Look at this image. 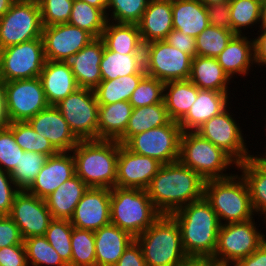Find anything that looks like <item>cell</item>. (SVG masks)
Wrapping results in <instances>:
<instances>
[{
	"label": "cell",
	"instance_id": "obj_1",
	"mask_svg": "<svg viewBox=\"0 0 266 266\" xmlns=\"http://www.w3.org/2000/svg\"><path fill=\"white\" fill-rule=\"evenodd\" d=\"M205 181L179 161L162 164L146 191L161 215H171L204 197Z\"/></svg>",
	"mask_w": 266,
	"mask_h": 266
},
{
	"label": "cell",
	"instance_id": "obj_2",
	"mask_svg": "<svg viewBox=\"0 0 266 266\" xmlns=\"http://www.w3.org/2000/svg\"><path fill=\"white\" fill-rule=\"evenodd\" d=\"M171 216L179 225L187 256L211 258L214 255L221 224L204 197L183 206Z\"/></svg>",
	"mask_w": 266,
	"mask_h": 266
},
{
	"label": "cell",
	"instance_id": "obj_3",
	"mask_svg": "<svg viewBox=\"0 0 266 266\" xmlns=\"http://www.w3.org/2000/svg\"><path fill=\"white\" fill-rule=\"evenodd\" d=\"M121 143L116 140H80L71 152L75 174L92 188L116 187L117 159Z\"/></svg>",
	"mask_w": 266,
	"mask_h": 266
},
{
	"label": "cell",
	"instance_id": "obj_4",
	"mask_svg": "<svg viewBox=\"0 0 266 266\" xmlns=\"http://www.w3.org/2000/svg\"><path fill=\"white\" fill-rule=\"evenodd\" d=\"M238 176L233 173L226 178L205 181L204 198L211 204L221 225L247 221L255 216L247 184L241 175Z\"/></svg>",
	"mask_w": 266,
	"mask_h": 266
},
{
	"label": "cell",
	"instance_id": "obj_5",
	"mask_svg": "<svg viewBox=\"0 0 266 266\" xmlns=\"http://www.w3.org/2000/svg\"><path fill=\"white\" fill-rule=\"evenodd\" d=\"M147 266H176L186 257L178 223L171 215H161L135 238Z\"/></svg>",
	"mask_w": 266,
	"mask_h": 266
},
{
	"label": "cell",
	"instance_id": "obj_6",
	"mask_svg": "<svg viewBox=\"0 0 266 266\" xmlns=\"http://www.w3.org/2000/svg\"><path fill=\"white\" fill-rule=\"evenodd\" d=\"M160 216L146 190L119 187L111 189V223L134 238L143 233Z\"/></svg>",
	"mask_w": 266,
	"mask_h": 266
},
{
	"label": "cell",
	"instance_id": "obj_7",
	"mask_svg": "<svg viewBox=\"0 0 266 266\" xmlns=\"http://www.w3.org/2000/svg\"><path fill=\"white\" fill-rule=\"evenodd\" d=\"M178 161L195 171L204 181L229 177L232 173H225L226 169L238 165L227 153L197 132H182Z\"/></svg>",
	"mask_w": 266,
	"mask_h": 266
},
{
	"label": "cell",
	"instance_id": "obj_8",
	"mask_svg": "<svg viewBox=\"0 0 266 266\" xmlns=\"http://www.w3.org/2000/svg\"><path fill=\"white\" fill-rule=\"evenodd\" d=\"M43 27L37 0L14 2L0 17V50L42 38Z\"/></svg>",
	"mask_w": 266,
	"mask_h": 266
},
{
	"label": "cell",
	"instance_id": "obj_9",
	"mask_svg": "<svg viewBox=\"0 0 266 266\" xmlns=\"http://www.w3.org/2000/svg\"><path fill=\"white\" fill-rule=\"evenodd\" d=\"M252 218L243 222L226 223L220 226L213 261L235 264L239 259L252 254L265 240Z\"/></svg>",
	"mask_w": 266,
	"mask_h": 266
},
{
	"label": "cell",
	"instance_id": "obj_10",
	"mask_svg": "<svg viewBox=\"0 0 266 266\" xmlns=\"http://www.w3.org/2000/svg\"><path fill=\"white\" fill-rule=\"evenodd\" d=\"M55 107L79 140H98L99 104L93 89L80 87Z\"/></svg>",
	"mask_w": 266,
	"mask_h": 266
},
{
	"label": "cell",
	"instance_id": "obj_11",
	"mask_svg": "<svg viewBox=\"0 0 266 266\" xmlns=\"http://www.w3.org/2000/svg\"><path fill=\"white\" fill-rule=\"evenodd\" d=\"M193 57L165 40L144 44V69L146 75L166 83L189 80Z\"/></svg>",
	"mask_w": 266,
	"mask_h": 266
},
{
	"label": "cell",
	"instance_id": "obj_12",
	"mask_svg": "<svg viewBox=\"0 0 266 266\" xmlns=\"http://www.w3.org/2000/svg\"><path fill=\"white\" fill-rule=\"evenodd\" d=\"M45 61L42 38L3 48L0 50V81L39 77Z\"/></svg>",
	"mask_w": 266,
	"mask_h": 266
},
{
	"label": "cell",
	"instance_id": "obj_13",
	"mask_svg": "<svg viewBox=\"0 0 266 266\" xmlns=\"http://www.w3.org/2000/svg\"><path fill=\"white\" fill-rule=\"evenodd\" d=\"M182 130L178 122L170 121L161 127L132 136L124 145L132 152L157 159L162 164L179 159Z\"/></svg>",
	"mask_w": 266,
	"mask_h": 266
},
{
	"label": "cell",
	"instance_id": "obj_14",
	"mask_svg": "<svg viewBox=\"0 0 266 266\" xmlns=\"http://www.w3.org/2000/svg\"><path fill=\"white\" fill-rule=\"evenodd\" d=\"M9 121L25 122L49 107L39 77L2 82Z\"/></svg>",
	"mask_w": 266,
	"mask_h": 266
},
{
	"label": "cell",
	"instance_id": "obj_15",
	"mask_svg": "<svg viewBox=\"0 0 266 266\" xmlns=\"http://www.w3.org/2000/svg\"><path fill=\"white\" fill-rule=\"evenodd\" d=\"M230 114L226 108L202 124L195 132L222 149L237 164H240L251 158L253 154L250 155L241 127Z\"/></svg>",
	"mask_w": 266,
	"mask_h": 266
},
{
	"label": "cell",
	"instance_id": "obj_16",
	"mask_svg": "<svg viewBox=\"0 0 266 266\" xmlns=\"http://www.w3.org/2000/svg\"><path fill=\"white\" fill-rule=\"evenodd\" d=\"M9 217L20 229L23 239L45 235L53 219L45 200L27 190L17 193Z\"/></svg>",
	"mask_w": 266,
	"mask_h": 266
},
{
	"label": "cell",
	"instance_id": "obj_17",
	"mask_svg": "<svg viewBox=\"0 0 266 266\" xmlns=\"http://www.w3.org/2000/svg\"><path fill=\"white\" fill-rule=\"evenodd\" d=\"M45 59L49 61H67L94 37L87 31L68 23L43 27Z\"/></svg>",
	"mask_w": 266,
	"mask_h": 266
},
{
	"label": "cell",
	"instance_id": "obj_18",
	"mask_svg": "<svg viewBox=\"0 0 266 266\" xmlns=\"http://www.w3.org/2000/svg\"><path fill=\"white\" fill-rule=\"evenodd\" d=\"M162 166L157 159L136 154L121 144L117 159L116 187L146 190Z\"/></svg>",
	"mask_w": 266,
	"mask_h": 266
},
{
	"label": "cell",
	"instance_id": "obj_19",
	"mask_svg": "<svg viewBox=\"0 0 266 266\" xmlns=\"http://www.w3.org/2000/svg\"><path fill=\"white\" fill-rule=\"evenodd\" d=\"M110 198L111 189L89 187L70 219L73 227L95 232L111 223Z\"/></svg>",
	"mask_w": 266,
	"mask_h": 266
},
{
	"label": "cell",
	"instance_id": "obj_20",
	"mask_svg": "<svg viewBox=\"0 0 266 266\" xmlns=\"http://www.w3.org/2000/svg\"><path fill=\"white\" fill-rule=\"evenodd\" d=\"M41 136L47 138L58 152L72 151L79 139L55 106H49L27 121Z\"/></svg>",
	"mask_w": 266,
	"mask_h": 266
},
{
	"label": "cell",
	"instance_id": "obj_21",
	"mask_svg": "<svg viewBox=\"0 0 266 266\" xmlns=\"http://www.w3.org/2000/svg\"><path fill=\"white\" fill-rule=\"evenodd\" d=\"M71 153V151L58 152L49 156L27 191L45 199L61 184L72 178L75 175V163Z\"/></svg>",
	"mask_w": 266,
	"mask_h": 266
},
{
	"label": "cell",
	"instance_id": "obj_22",
	"mask_svg": "<svg viewBox=\"0 0 266 266\" xmlns=\"http://www.w3.org/2000/svg\"><path fill=\"white\" fill-rule=\"evenodd\" d=\"M104 46L101 37L94 38L67 60L79 87L94 90L101 82L100 62Z\"/></svg>",
	"mask_w": 266,
	"mask_h": 266
},
{
	"label": "cell",
	"instance_id": "obj_23",
	"mask_svg": "<svg viewBox=\"0 0 266 266\" xmlns=\"http://www.w3.org/2000/svg\"><path fill=\"white\" fill-rule=\"evenodd\" d=\"M39 78L50 106L80 88L67 61L46 60Z\"/></svg>",
	"mask_w": 266,
	"mask_h": 266
},
{
	"label": "cell",
	"instance_id": "obj_24",
	"mask_svg": "<svg viewBox=\"0 0 266 266\" xmlns=\"http://www.w3.org/2000/svg\"><path fill=\"white\" fill-rule=\"evenodd\" d=\"M230 93L199 89L195 102L178 122L182 132H195L206 121L220 114L229 106Z\"/></svg>",
	"mask_w": 266,
	"mask_h": 266
},
{
	"label": "cell",
	"instance_id": "obj_25",
	"mask_svg": "<svg viewBox=\"0 0 266 266\" xmlns=\"http://www.w3.org/2000/svg\"><path fill=\"white\" fill-rule=\"evenodd\" d=\"M137 25L143 44L165 40L173 30L172 1L149 0Z\"/></svg>",
	"mask_w": 266,
	"mask_h": 266
},
{
	"label": "cell",
	"instance_id": "obj_26",
	"mask_svg": "<svg viewBox=\"0 0 266 266\" xmlns=\"http://www.w3.org/2000/svg\"><path fill=\"white\" fill-rule=\"evenodd\" d=\"M96 266H114L135 240L128 232L112 223L94 232Z\"/></svg>",
	"mask_w": 266,
	"mask_h": 266
},
{
	"label": "cell",
	"instance_id": "obj_27",
	"mask_svg": "<svg viewBox=\"0 0 266 266\" xmlns=\"http://www.w3.org/2000/svg\"><path fill=\"white\" fill-rule=\"evenodd\" d=\"M216 58L230 79L235 74L246 76L255 63L254 38L235 34Z\"/></svg>",
	"mask_w": 266,
	"mask_h": 266
},
{
	"label": "cell",
	"instance_id": "obj_28",
	"mask_svg": "<svg viewBox=\"0 0 266 266\" xmlns=\"http://www.w3.org/2000/svg\"><path fill=\"white\" fill-rule=\"evenodd\" d=\"M88 188L76 174L61 184L44 199L52 218L70 220Z\"/></svg>",
	"mask_w": 266,
	"mask_h": 266
},
{
	"label": "cell",
	"instance_id": "obj_29",
	"mask_svg": "<svg viewBox=\"0 0 266 266\" xmlns=\"http://www.w3.org/2000/svg\"><path fill=\"white\" fill-rule=\"evenodd\" d=\"M173 29L196 38L209 25L205 5L200 0L172 1Z\"/></svg>",
	"mask_w": 266,
	"mask_h": 266
},
{
	"label": "cell",
	"instance_id": "obj_30",
	"mask_svg": "<svg viewBox=\"0 0 266 266\" xmlns=\"http://www.w3.org/2000/svg\"><path fill=\"white\" fill-rule=\"evenodd\" d=\"M189 80L199 89L229 93V76L224 72L217 58L195 56L192 59Z\"/></svg>",
	"mask_w": 266,
	"mask_h": 266
},
{
	"label": "cell",
	"instance_id": "obj_31",
	"mask_svg": "<svg viewBox=\"0 0 266 266\" xmlns=\"http://www.w3.org/2000/svg\"><path fill=\"white\" fill-rule=\"evenodd\" d=\"M133 107L129 101L99 105L98 140H118L125 132Z\"/></svg>",
	"mask_w": 266,
	"mask_h": 266
},
{
	"label": "cell",
	"instance_id": "obj_32",
	"mask_svg": "<svg viewBox=\"0 0 266 266\" xmlns=\"http://www.w3.org/2000/svg\"><path fill=\"white\" fill-rule=\"evenodd\" d=\"M101 38L105 46L113 52L120 54L144 53V44L137 24L107 21Z\"/></svg>",
	"mask_w": 266,
	"mask_h": 266
},
{
	"label": "cell",
	"instance_id": "obj_33",
	"mask_svg": "<svg viewBox=\"0 0 266 266\" xmlns=\"http://www.w3.org/2000/svg\"><path fill=\"white\" fill-rule=\"evenodd\" d=\"M199 88L190 80L169 81L164 84L163 101L172 121L179 122L195 102Z\"/></svg>",
	"mask_w": 266,
	"mask_h": 266
},
{
	"label": "cell",
	"instance_id": "obj_34",
	"mask_svg": "<svg viewBox=\"0 0 266 266\" xmlns=\"http://www.w3.org/2000/svg\"><path fill=\"white\" fill-rule=\"evenodd\" d=\"M100 72L102 80H113L131 74H146L144 53L120 54L104 46Z\"/></svg>",
	"mask_w": 266,
	"mask_h": 266
},
{
	"label": "cell",
	"instance_id": "obj_35",
	"mask_svg": "<svg viewBox=\"0 0 266 266\" xmlns=\"http://www.w3.org/2000/svg\"><path fill=\"white\" fill-rule=\"evenodd\" d=\"M170 121L164 102L133 108L127 128L117 141L125 144L132 136L149 129L161 127Z\"/></svg>",
	"mask_w": 266,
	"mask_h": 266
},
{
	"label": "cell",
	"instance_id": "obj_36",
	"mask_svg": "<svg viewBox=\"0 0 266 266\" xmlns=\"http://www.w3.org/2000/svg\"><path fill=\"white\" fill-rule=\"evenodd\" d=\"M245 180L255 214H262L266 222V170L253 158L237 165ZM257 212V213H256Z\"/></svg>",
	"mask_w": 266,
	"mask_h": 266
},
{
	"label": "cell",
	"instance_id": "obj_37",
	"mask_svg": "<svg viewBox=\"0 0 266 266\" xmlns=\"http://www.w3.org/2000/svg\"><path fill=\"white\" fill-rule=\"evenodd\" d=\"M146 74H131L113 80H101L94 89L99 105L111 104L118 101H129L132 92Z\"/></svg>",
	"mask_w": 266,
	"mask_h": 266
},
{
	"label": "cell",
	"instance_id": "obj_38",
	"mask_svg": "<svg viewBox=\"0 0 266 266\" xmlns=\"http://www.w3.org/2000/svg\"><path fill=\"white\" fill-rule=\"evenodd\" d=\"M106 23L107 16L101 9L81 0H74L68 24L87 31L94 38H99Z\"/></svg>",
	"mask_w": 266,
	"mask_h": 266
},
{
	"label": "cell",
	"instance_id": "obj_39",
	"mask_svg": "<svg viewBox=\"0 0 266 266\" xmlns=\"http://www.w3.org/2000/svg\"><path fill=\"white\" fill-rule=\"evenodd\" d=\"M7 127L12 131L16 144L24 151L37 152L48 157L58 153L50 141L37 133L27 121L11 122Z\"/></svg>",
	"mask_w": 266,
	"mask_h": 266
},
{
	"label": "cell",
	"instance_id": "obj_40",
	"mask_svg": "<svg viewBox=\"0 0 266 266\" xmlns=\"http://www.w3.org/2000/svg\"><path fill=\"white\" fill-rule=\"evenodd\" d=\"M230 22L235 34L261 23L262 3L258 0H229Z\"/></svg>",
	"mask_w": 266,
	"mask_h": 266
},
{
	"label": "cell",
	"instance_id": "obj_41",
	"mask_svg": "<svg viewBox=\"0 0 266 266\" xmlns=\"http://www.w3.org/2000/svg\"><path fill=\"white\" fill-rule=\"evenodd\" d=\"M23 244L29 266H68L44 235L28 237Z\"/></svg>",
	"mask_w": 266,
	"mask_h": 266
},
{
	"label": "cell",
	"instance_id": "obj_42",
	"mask_svg": "<svg viewBox=\"0 0 266 266\" xmlns=\"http://www.w3.org/2000/svg\"><path fill=\"white\" fill-rule=\"evenodd\" d=\"M47 158V155L37 152L24 151L23 154H20L18 166L10 174L15 186L20 191L30 188Z\"/></svg>",
	"mask_w": 266,
	"mask_h": 266
},
{
	"label": "cell",
	"instance_id": "obj_43",
	"mask_svg": "<svg viewBox=\"0 0 266 266\" xmlns=\"http://www.w3.org/2000/svg\"><path fill=\"white\" fill-rule=\"evenodd\" d=\"M234 35L232 30L209 24L195 38L197 55L216 58L226 48Z\"/></svg>",
	"mask_w": 266,
	"mask_h": 266
},
{
	"label": "cell",
	"instance_id": "obj_44",
	"mask_svg": "<svg viewBox=\"0 0 266 266\" xmlns=\"http://www.w3.org/2000/svg\"><path fill=\"white\" fill-rule=\"evenodd\" d=\"M71 266H96L94 231L73 227Z\"/></svg>",
	"mask_w": 266,
	"mask_h": 266
},
{
	"label": "cell",
	"instance_id": "obj_45",
	"mask_svg": "<svg viewBox=\"0 0 266 266\" xmlns=\"http://www.w3.org/2000/svg\"><path fill=\"white\" fill-rule=\"evenodd\" d=\"M72 229L73 225L70 220L53 218L44 235L50 245L68 266H71Z\"/></svg>",
	"mask_w": 266,
	"mask_h": 266
},
{
	"label": "cell",
	"instance_id": "obj_46",
	"mask_svg": "<svg viewBox=\"0 0 266 266\" xmlns=\"http://www.w3.org/2000/svg\"><path fill=\"white\" fill-rule=\"evenodd\" d=\"M148 2L149 0H108L106 9L107 21L137 24L141 20Z\"/></svg>",
	"mask_w": 266,
	"mask_h": 266
},
{
	"label": "cell",
	"instance_id": "obj_47",
	"mask_svg": "<svg viewBox=\"0 0 266 266\" xmlns=\"http://www.w3.org/2000/svg\"><path fill=\"white\" fill-rule=\"evenodd\" d=\"M164 84L157 78L145 75L132 92L130 104L133 108H138L164 102Z\"/></svg>",
	"mask_w": 266,
	"mask_h": 266
},
{
	"label": "cell",
	"instance_id": "obj_48",
	"mask_svg": "<svg viewBox=\"0 0 266 266\" xmlns=\"http://www.w3.org/2000/svg\"><path fill=\"white\" fill-rule=\"evenodd\" d=\"M44 27L68 23L74 0H37Z\"/></svg>",
	"mask_w": 266,
	"mask_h": 266
},
{
	"label": "cell",
	"instance_id": "obj_49",
	"mask_svg": "<svg viewBox=\"0 0 266 266\" xmlns=\"http://www.w3.org/2000/svg\"><path fill=\"white\" fill-rule=\"evenodd\" d=\"M23 153L24 150L16 144L12 131L8 127L0 129V168L11 174Z\"/></svg>",
	"mask_w": 266,
	"mask_h": 266
},
{
	"label": "cell",
	"instance_id": "obj_50",
	"mask_svg": "<svg viewBox=\"0 0 266 266\" xmlns=\"http://www.w3.org/2000/svg\"><path fill=\"white\" fill-rule=\"evenodd\" d=\"M19 191L10 174L0 168V216L9 215L15 196Z\"/></svg>",
	"mask_w": 266,
	"mask_h": 266
},
{
	"label": "cell",
	"instance_id": "obj_51",
	"mask_svg": "<svg viewBox=\"0 0 266 266\" xmlns=\"http://www.w3.org/2000/svg\"><path fill=\"white\" fill-rule=\"evenodd\" d=\"M24 239L20 229L9 217V215L0 216V248L12 245H24Z\"/></svg>",
	"mask_w": 266,
	"mask_h": 266
},
{
	"label": "cell",
	"instance_id": "obj_52",
	"mask_svg": "<svg viewBox=\"0 0 266 266\" xmlns=\"http://www.w3.org/2000/svg\"><path fill=\"white\" fill-rule=\"evenodd\" d=\"M205 7L209 17L210 25L224 28L227 30H232V25L230 22L229 1L205 5Z\"/></svg>",
	"mask_w": 266,
	"mask_h": 266
},
{
	"label": "cell",
	"instance_id": "obj_53",
	"mask_svg": "<svg viewBox=\"0 0 266 266\" xmlns=\"http://www.w3.org/2000/svg\"><path fill=\"white\" fill-rule=\"evenodd\" d=\"M0 266H29L24 245L0 248Z\"/></svg>",
	"mask_w": 266,
	"mask_h": 266
},
{
	"label": "cell",
	"instance_id": "obj_54",
	"mask_svg": "<svg viewBox=\"0 0 266 266\" xmlns=\"http://www.w3.org/2000/svg\"><path fill=\"white\" fill-rule=\"evenodd\" d=\"M165 41L189 55L193 58L197 56L195 38L187 34L182 33L179 30L173 29L165 38Z\"/></svg>",
	"mask_w": 266,
	"mask_h": 266
},
{
	"label": "cell",
	"instance_id": "obj_55",
	"mask_svg": "<svg viewBox=\"0 0 266 266\" xmlns=\"http://www.w3.org/2000/svg\"><path fill=\"white\" fill-rule=\"evenodd\" d=\"M114 266H147L141 246L134 240Z\"/></svg>",
	"mask_w": 266,
	"mask_h": 266
},
{
	"label": "cell",
	"instance_id": "obj_56",
	"mask_svg": "<svg viewBox=\"0 0 266 266\" xmlns=\"http://www.w3.org/2000/svg\"><path fill=\"white\" fill-rule=\"evenodd\" d=\"M234 266H266V240L252 254L239 259Z\"/></svg>",
	"mask_w": 266,
	"mask_h": 266
},
{
	"label": "cell",
	"instance_id": "obj_57",
	"mask_svg": "<svg viewBox=\"0 0 266 266\" xmlns=\"http://www.w3.org/2000/svg\"><path fill=\"white\" fill-rule=\"evenodd\" d=\"M258 32L260 34H258V36L254 39V64L259 65L261 68L263 66L266 67V28H260Z\"/></svg>",
	"mask_w": 266,
	"mask_h": 266
},
{
	"label": "cell",
	"instance_id": "obj_58",
	"mask_svg": "<svg viewBox=\"0 0 266 266\" xmlns=\"http://www.w3.org/2000/svg\"><path fill=\"white\" fill-rule=\"evenodd\" d=\"M9 124L10 121L6 108L4 88L0 81V129L7 127Z\"/></svg>",
	"mask_w": 266,
	"mask_h": 266
},
{
	"label": "cell",
	"instance_id": "obj_59",
	"mask_svg": "<svg viewBox=\"0 0 266 266\" xmlns=\"http://www.w3.org/2000/svg\"><path fill=\"white\" fill-rule=\"evenodd\" d=\"M211 260L210 257L188 256L176 266H207Z\"/></svg>",
	"mask_w": 266,
	"mask_h": 266
},
{
	"label": "cell",
	"instance_id": "obj_60",
	"mask_svg": "<svg viewBox=\"0 0 266 266\" xmlns=\"http://www.w3.org/2000/svg\"><path fill=\"white\" fill-rule=\"evenodd\" d=\"M81 1L86 2L96 8L101 9L106 14L108 0H81Z\"/></svg>",
	"mask_w": 266,
	"mask_h": 266
},
{
	"label": "cell",
	"instance_id": "obj_61",
	"mask_svg": "<svg viewBox=\"0 0 266 266\" xmlns=\"http://www.w3.org/2000/svg\"><path fill=\"white\" fill-rule=\"evenodd\" d=\"M13 3L10 0H0V17H2Z\"/></svg>",
	"mask_w": 266,
	"mask_h": 266
},
{
	"label": "cell",
	"instance_id": "obj_62",
	"mask_svg": "<svg viewBox=\"0 0 266 266\" xmlns=\"http://www.w3.org/2000/svg\"><path fill=\"white\" fill-rule=\"evenodd\" d=\"M258 27L266 28V1L262 3L261 24Z\"/></svg>",
	"mask_w": 266,
	"mask_h": 266
},
{
	"label": "cell",
	"instance_id": "obj_63",
	"mask_svg": "<svg viewBox=\"0 0 266 266\" xmlns=\"http://www.w3.org/2000/svg\"><path fill=\"white\" fill-rule=\"evenodd\" d=\"M266 170V155L252 156Z\"/></svg>",
	"mask_w": 266,
	"mask_h": 266
},
{
	"label": "cell",
	"instance_id": "obj_64",
	"mask_svg": "<svg viewBox=\"0 0 266 266\" xmlns=\"http://www.w3.org/2000/svg\"><path fill=\"white\" fill-rule=\"evenodd\" d=\"M204 5H211L216 3H223L229 0H200Z\"/></svg>",
	"mask_w": 266,
	"mask_h": 266
},
{
	"label": "cell",
	"instance_id": "obj_65",
	"mask_svg": "<svg viewBox=\"0 0 266 266\" xmlns=\"http://www.w3.org/2000/svg\"><path fill=\"white\" fill-rule=\"evenodd\" d=\"M207 266H231V264H229V263H222V262H217V261H213V260H211V261L207 264ZM232 266H234V265L232 264Z\"/></svg>",
	"mask_w": 266,
	"mask_h": 266
},
{
	"label": "cell",
	"instance_id": "obj_66",
	"mask_svg": "<svg viewBox=\"0 0 266 266\" xmlns=\"http://www.w3.org/2000/svg\"><path fill=\"white\" fill-rule=\"evenodd\" d=\"M12 3L14 2H18V1H21V0H10Z\"/></svg>",
	"mask_w": 266,
	"mask_h": 266
}]
</instances>
